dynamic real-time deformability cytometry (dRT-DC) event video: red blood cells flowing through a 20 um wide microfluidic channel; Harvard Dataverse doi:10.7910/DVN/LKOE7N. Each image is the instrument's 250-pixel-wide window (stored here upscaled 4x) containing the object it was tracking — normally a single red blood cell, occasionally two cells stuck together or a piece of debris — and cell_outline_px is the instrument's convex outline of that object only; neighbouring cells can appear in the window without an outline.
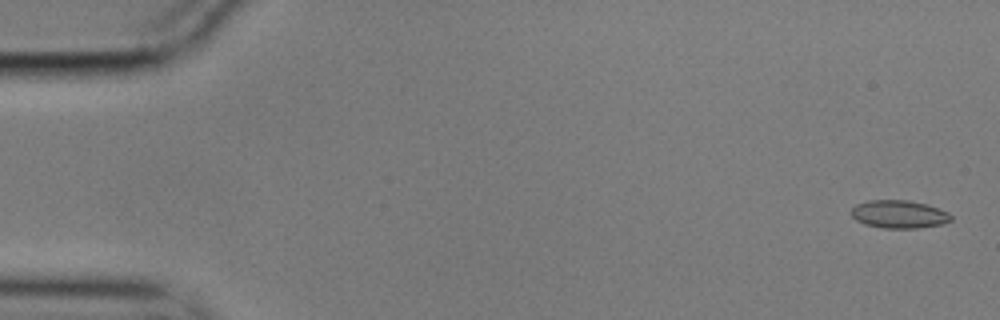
{"species": "common noctule bat (a hibernating species)", "species_latin": "Nyctalus noctula", "temperature_condition": "cold", "stored_images_in_passage": 57, "camera_frame_rate_fps": 3000, "um_per_image_px": 0.085, "animal": {"sex": "male", "body_mass_g": 17.9}, "frame": {"image": 1, "passage_image": 2, "time_ms": 0.333, "image_size_px": [1000, 320], "cell_outline_px": [[952, 220], [944, 224], [920, 228], [880, 228], [864, 224], [856, 220], [852, 216], [852, 208], [856, 204], [868, 200], [908, 200], [928, 204], [948, 212], [952, 216]], "centroid_in_image_um": [76.44, 18.21], "position_along_channel_um": 8.6, "area_um2": 16.47}}
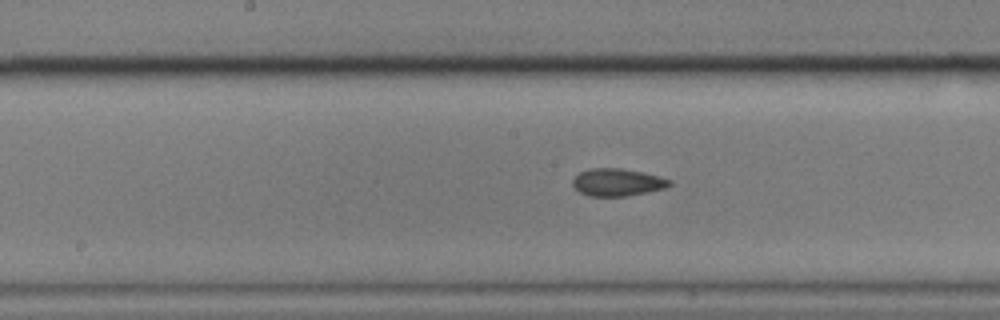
{"frame": {"image": 2, "passage_image": 29, "time_ms": 9.333, "image_size_px": [1000, 320], "cell_outline_px": [[672, 184], [664, 188], [648, 192], [628, 196], [588, 196], [580, 192], [572, 184], [572, 180], [580, 172], [592, 168], [620, 168], [644, 172], [660, 176], [672, 180]], "centroid_in_image_um": [52.5, 15.49], "position_along_channel_um": 195.7, "area_um2": 15.55}}
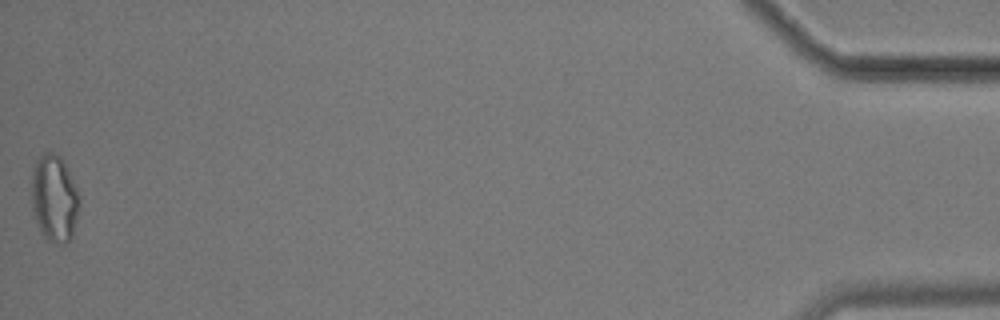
{"frame": {"image": 3, "passage_image": 57, "time_ms": 18.667, "image_size_px": [1000, 320], "cell_outline_px": [[80, 204], [72, 236], [64, 244], [56, 244], [48, 240], [44, 236], [32, 216], [32, 168], [36, 160], [44, 152], [52, 152], [60, 156], [80, 196]], "centroid_in_image_um": [4.6, 16.88], "position_along_channel_um": 430.6, "area_um2": 24.28}, "authors_computed_cell_mechanics": {"area_um2": 15.895, "velocity_mm_per_s": 3.5219, "shape_relaxation_time_tau1_ms": 2.9577, "shape_relaxation_time_tau2_ms": 3.3206, "deformation_change_tau1": 0.0912, "deformation_change_tau2": 0.077}}